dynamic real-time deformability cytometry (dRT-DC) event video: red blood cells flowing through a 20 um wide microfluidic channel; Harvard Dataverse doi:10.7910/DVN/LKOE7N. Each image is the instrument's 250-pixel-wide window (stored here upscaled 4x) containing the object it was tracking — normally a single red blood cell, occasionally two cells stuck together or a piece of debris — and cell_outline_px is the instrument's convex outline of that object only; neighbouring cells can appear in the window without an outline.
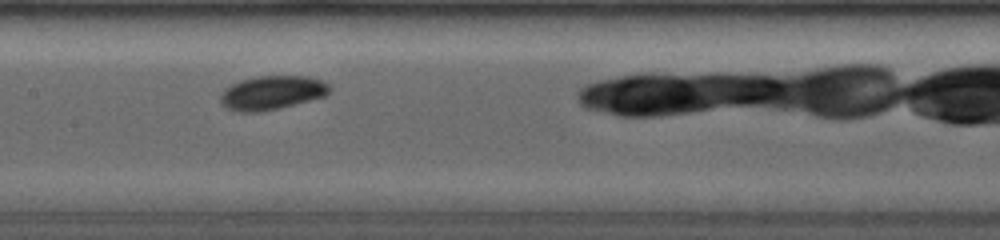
{"species": "common noctule bat (a hibernating species)", "species_latin": "Nyctalus noctula", "temperature_condition": "room temperature", "stored_images_in_passage": 10, "camera_frame_rate_fps": 4000, "um_per_image_px": 0.085, "animal": {"sex": "female", "body_mass_g": 19.0, "forearm_length_mm": 53.3}, "frame": {"image": 1, "passage_image": 4, "time_ms": 2.75, "image_size_px": [1000, 240], "cell_outline_px": [[332, 88], [324, 96], [260, 112], [236, 112], [220, 104], [220, 96], [224, 88], [240, 80], [256, 76], [308, 76], [320, 80], [328, 84]], "centroid_in_image_um": [23.06, 7.87], "position_along_channel_um": 184.3, "area_um2": 21.39}}